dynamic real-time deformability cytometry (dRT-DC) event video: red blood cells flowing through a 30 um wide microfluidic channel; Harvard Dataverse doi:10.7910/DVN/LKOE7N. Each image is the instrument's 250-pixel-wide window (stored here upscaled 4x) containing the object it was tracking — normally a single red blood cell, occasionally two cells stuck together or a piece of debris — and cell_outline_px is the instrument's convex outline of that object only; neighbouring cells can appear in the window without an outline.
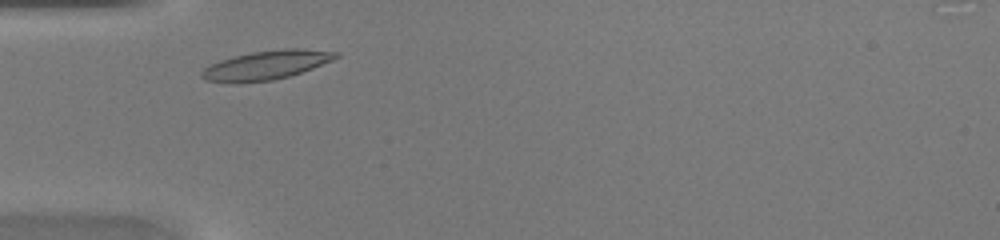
{"species": "common noctule bat (a hibernating species)", "species_latin": "Nyctalus noctula", "temperature_condition": "warm", "stored_images_in_passage": 27, "camera_frame_rate_fps": 3000, "um_per_image_px": 0.085, "animal": {"sex": "female", "body_mass_g": 20.0, "forearm_length_mm": 54.0}, "frame": {"image": 1, "passage_image": 3, "time_ms": 0.667, "image_size_px": [1000, 240], "cell_outline_px": [[340, 56], [332, 60], [312, 68], [288, 76], [272, 80], [236, 84], [232, 84], [204, 80], [200, 76], [200, 72], [204, 68], [220, 60], [252, 52], [284, 48], [300, 48], [340, 52]], "centroid_in_image_um": [22.6, 5.54], "position_along_channel_um": 62.4, "area_um2": 22.77}}
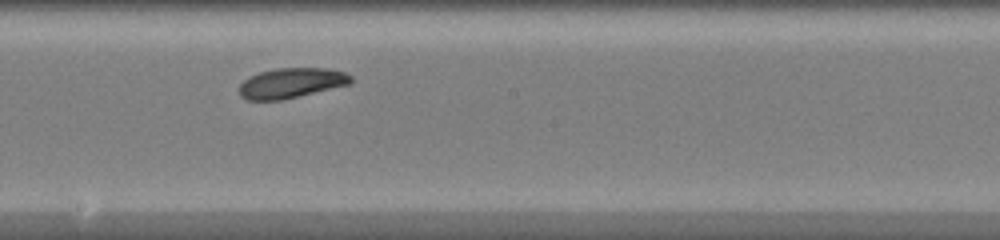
{"frame": {"image": 2, "passage_image": 14, "time_ms": 4.333, "image_size_px": [1000, 240], "cell_outline_px": [[352, 84], [280, 100], [244, 100], [240, 96], [236, 88], [244, 80], [260, 72], [276, 68], [328, 68], [344, 72], [352, 76]], "centroid_in_image_um": [24.74, 7.06], "position_along_channel_um": 223.5, "area_um2": 19.71}}
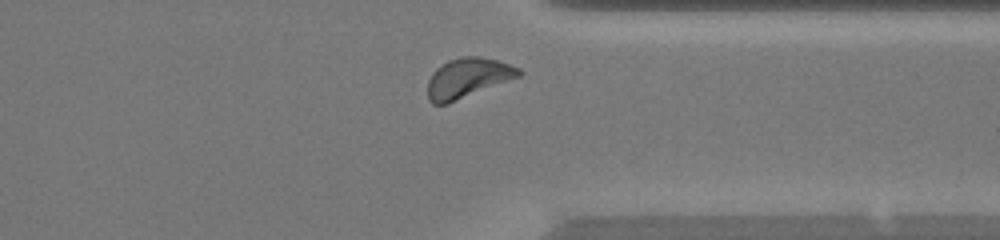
{"frame": {"image": 3, "passage_image": 24, "time_ms": 7.667, "image_size_px": [1000, 240], "cell_outline_px": [[524, 72], [520, 76], [448, 104], [432, 104], [428, 100], [428, 80], [432, 72], [436, 68], [448, 60], [460, 56], [480, 56], [496, 60], [520, 68]], "centroid_in_image_um": [39.74, 6.62], "position_along_channel_um": 371.7, "area_um2": 21.21}}